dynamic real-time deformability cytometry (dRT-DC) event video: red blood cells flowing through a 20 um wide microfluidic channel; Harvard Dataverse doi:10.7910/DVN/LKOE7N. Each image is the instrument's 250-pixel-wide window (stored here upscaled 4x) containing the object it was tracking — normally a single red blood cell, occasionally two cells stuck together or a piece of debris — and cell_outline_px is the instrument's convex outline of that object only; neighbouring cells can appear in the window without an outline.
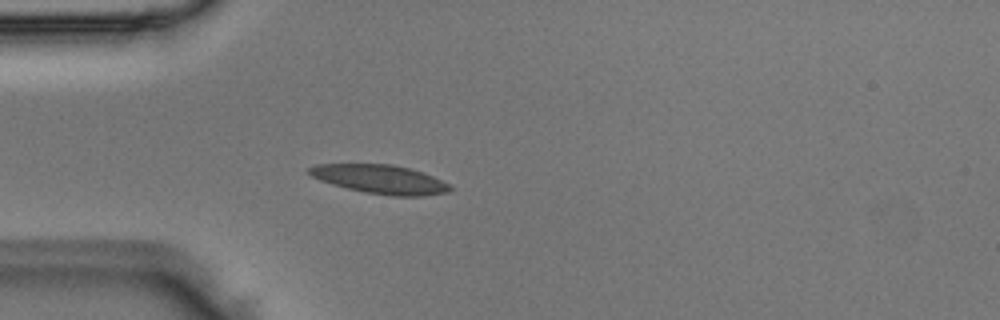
{"species": "Egyptian fruit bat (a non-hibernating species)", "species_latin": "Rousettus aegyptiacus", "temperature_condition": "room temperature", "stored_images_in_passage": 37, "camera_frame_rate_fps": 3000, "um_per_image_px": 0.085, "animal": {"sex": "male"}, "frame": {"image": 1, "passage_image": 1, "time_ms": 0.0, "image_size_px": [1000, 320], "cell_outline_px": [[452, 188], [448, 192], [424, 196], [392, 196], [364, 192], [332, 184], [320, 180], [312, 176], [308, 172], [308, 168], [316, 164], [392, 164], [412, 168], [452, 184]], "centroid_in_image_um": [32.36, 15.23], "position_along_channel_um": 52.6, "area_um2": 23.76}}
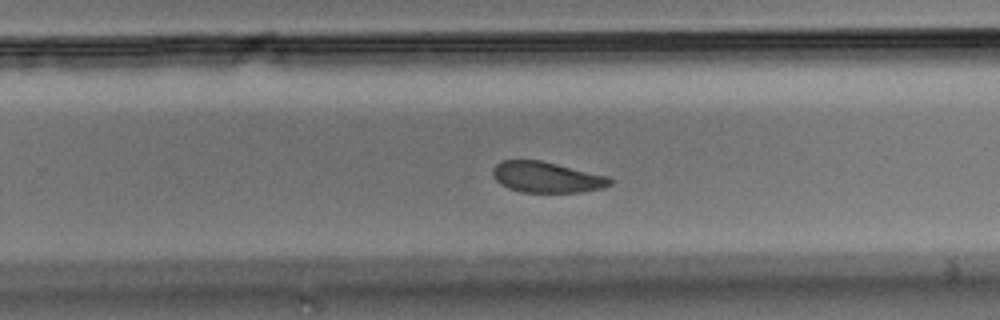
{"frame": {"image": 2, "passage_image": 19, "time_ms": 6.0, "image_size_px": [1000, 320], "cell_outline_px": [[612, 184], [604, 188], [580, 192], [520, 192], [508, 188], [500, 184], [496, 180], [492, 172], [492, 168], [500, 160], [540, 160], [608, 176], [612, 180]], "centroid_in_image_um": [46.45, 15.06], "position_along_channel_um": 283.3, "area_um2": 21.1}}
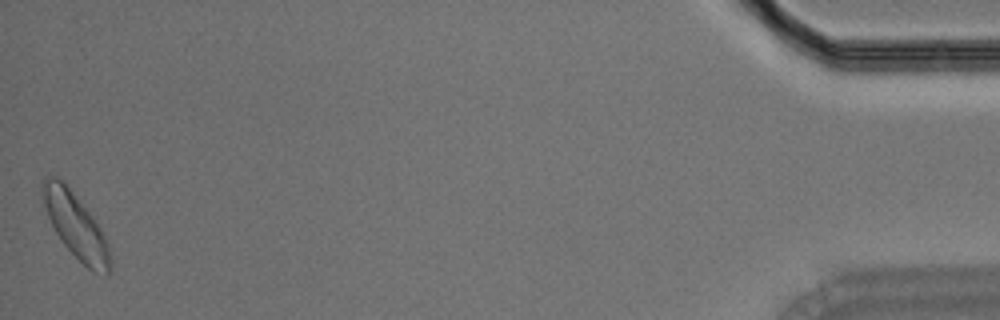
{"frame": {"image": 3, "passage_image": 37, "time_ms": 12.0, "image_size_px": [1000, 320], "cell_outline_px": [[112, 268], [108, 276], [104, 276], [88, 268], [60, 240], [48, 216], [44, 204], [44, 176], [56, 176], [64, 180], [96, 220], [108, 244], [112, 260]], "centroid_in_image_um": [6.5, 19.21], "position_along_channel_um": 428.7, "area_um2": 25.32}}